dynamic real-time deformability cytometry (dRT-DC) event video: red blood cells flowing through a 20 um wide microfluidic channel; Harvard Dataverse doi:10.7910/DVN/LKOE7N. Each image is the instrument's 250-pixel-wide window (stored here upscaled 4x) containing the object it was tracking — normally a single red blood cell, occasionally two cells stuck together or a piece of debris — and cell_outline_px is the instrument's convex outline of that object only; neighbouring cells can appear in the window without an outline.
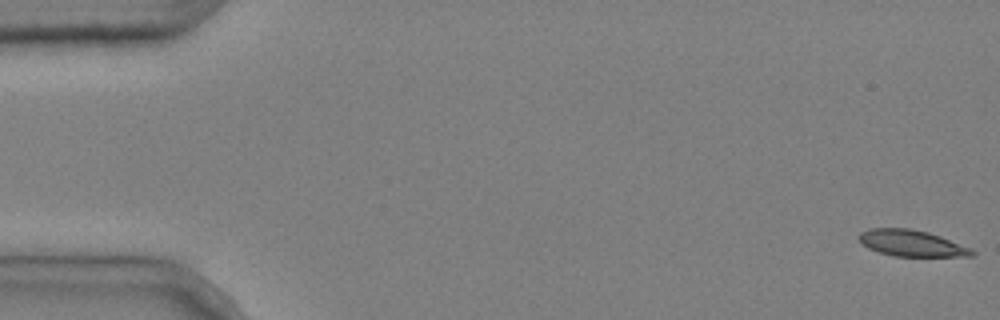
{"species": "common noctule bat (a hibernating species)", "species_latin": "Nyctalus noctula", "temperature_condition": "cold", "stored_images_in_passage": 5, "camera_frame_rate_fps": 3000, "um_per_image_px": 0.085, "animal": {"sex": "male", "body_mass_g": 20.4}, "frame": {"image": 1, "passage_image": 1, "time_ms": 0.0, "image_size_px": [1000, 320], "cell_outline_px": [[976, 252], [972, 256], [892, 256], [868, 248], [856, 236], [860, 232], [872, 228], [908, 228], [928, 232], [940, 236], [972, 248]], "centroid_in_image_um": [77.49, 20.67], "position_along_channel_um": 7.5, "area_um2": 17.28}}
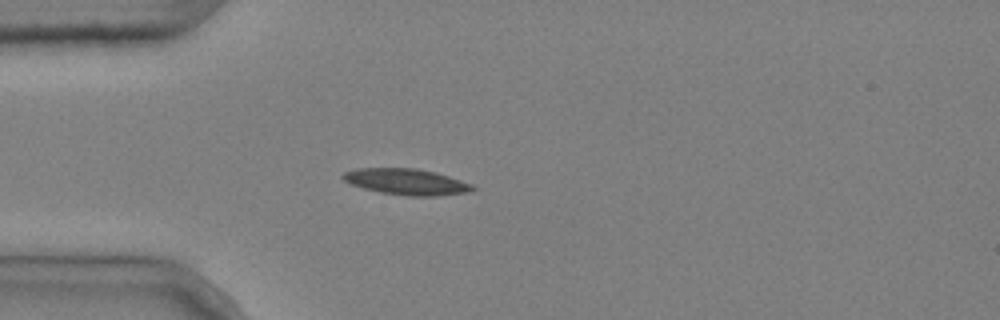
{"frame": {"image": 2, "passage_image": 5, "time_ms": 1.333, "image_size_px": [1000, 320], "cell_outline_px": [[476, 188], [468, 192], [436, 196], [408, 196], [380, 192], [364, 188], [352, 184], [344, 180], [340, 176], [344, 172], [356, 168], [416, 168], [448, 176], [472, 184]], "centroid_in_image_um": [34.52, 15.45], "position_along_channel_um": 50.5, "area_um2": 19.54}}